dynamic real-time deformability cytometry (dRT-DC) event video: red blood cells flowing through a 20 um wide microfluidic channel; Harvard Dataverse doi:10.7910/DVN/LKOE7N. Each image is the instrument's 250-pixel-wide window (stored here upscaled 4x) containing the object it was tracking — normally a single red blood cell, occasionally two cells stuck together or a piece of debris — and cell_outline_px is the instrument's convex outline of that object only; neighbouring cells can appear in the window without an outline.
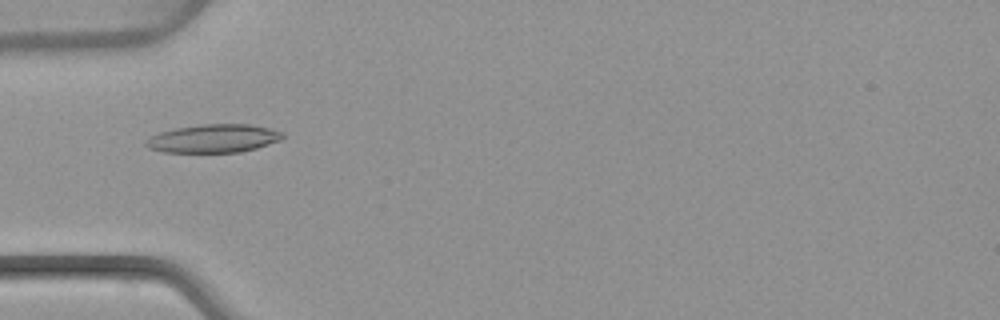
{"species": "common noctule bat (a hibernating species)", "species_latin": "Nyctalus noctula", "temperature_condition": "warm", "stored_images_in_passage": 50, "camera_frame_rate_fps": 3000, "um_per_image_px": 0.085, "animal": {"sex": "female", "body_mass_g": 22.7, "forearm_length_mm": 54.2}, "frame": {"image": 1, "passage_image": 16, "time_ms": 5.0, "image_size_px": [1000, 320], "cell_outline_px": [[284, 136], [280, 140], [256, 148], [240, 152], [164, 152], [148, 148], [144, 144], [144, 140], [148, 136], [160, 132], [176, 128], [204, 124], [248, 124], [268, 128], [284, 132]], "centroid_in_image_um": [18.11, 11.77], "position_along_channel_um": 66.9, "area_um2": 22.54}}
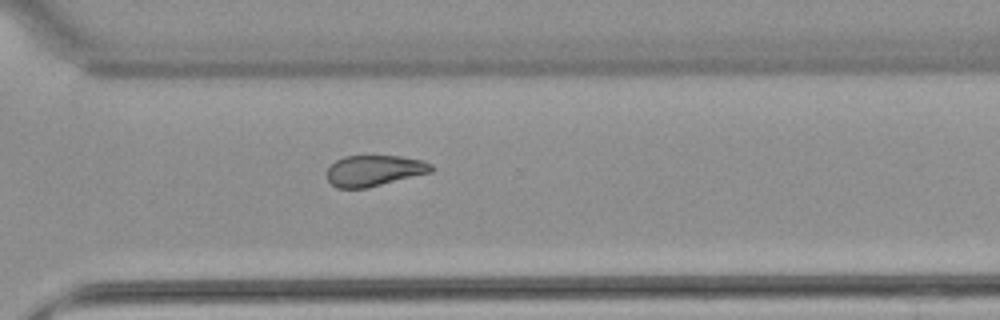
{"frame": {"image": 2, "passage_image": 36, "time_ms": 11.667, "image_size_px": [1000, 320], "cell_outline_px": [[432, 172], [368, 188], [336, 188], [328, 180], [328, 168], [336, 160], [344, 156], [400, 156], [420, 160], [432, 164]], "centroid_in_image_um": [31.81, 14.51], "position_along_channel_um": 338.8, "area_um2": 18.73}}
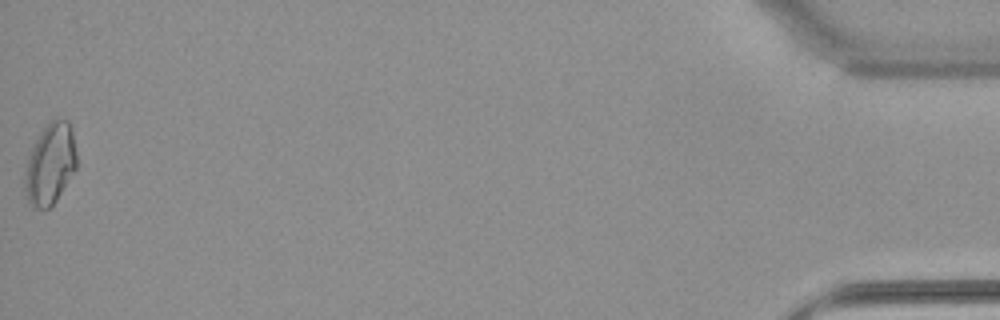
{"frame": {"image": 3, "passage_image": 50, "time_ms": 16.333, "image_size_px": [1000, 320], "cell_outline_px": [[76, 168], [56, 200], [48, 208], [32, 208], [28, 204], [24, 192], [24, 172], [32, 148], [40, 132], [56, 116], [68, 120], [72, 128], [76, 152]], "centroid_in_image_um": [4.26, 13.94], "position_along_channel_um": 430.9, "area_um2": 24.57}, "authors_computed_cell_mechanics": {"area_um2": 20.4612, "velocity_mm_per_s": 4.0807, "shape_relaxation_time_tau1_ms": 6.018, "shape_relaxation_time_tau2_ms": 5.4246, "deformation_change_tau1": 0.1869, "deformation_change_tau2": 0.1443}}